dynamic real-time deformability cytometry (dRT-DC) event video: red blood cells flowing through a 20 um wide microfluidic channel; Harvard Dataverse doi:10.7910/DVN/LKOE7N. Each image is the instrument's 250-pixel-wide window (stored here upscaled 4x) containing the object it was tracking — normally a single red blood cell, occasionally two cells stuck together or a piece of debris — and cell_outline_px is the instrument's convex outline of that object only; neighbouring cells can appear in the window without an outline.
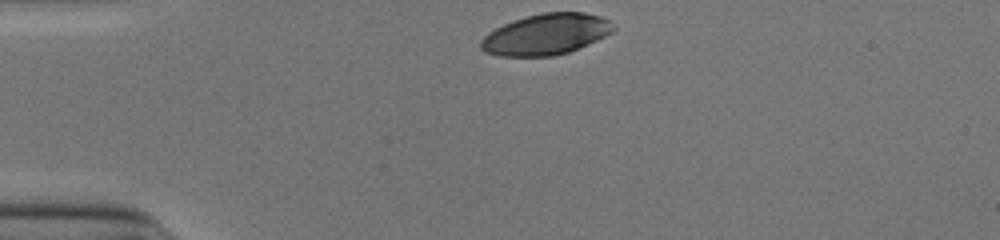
{"species": "human", "species_latin": "Homo sapiens", "temperature_condition": "cold", "stored_images_in_passage": 31, "camera_frame_rate_fps": 3000, "um_per_image_px": 0.085, "donor": {"sex": "male"}, "frame": {"image": 1, "passage_image": 1, "time_ms": 0.0, "image_size_px": [1000, 240], "cell_outline_px": [[616, 28], [612, 32], [588, 44], [568, 52], [552, 56], [500, 56], [484, 52], [480, 48], [480, 40], [488, 32], [512, 20], [524, 16], [544, 12], [584, 12], [600, 16], [608, 20]], "centroid_in_image_um": [46.38, 2.91], "position_along_channel_um": 38.6, "area_um2": 31.67}}
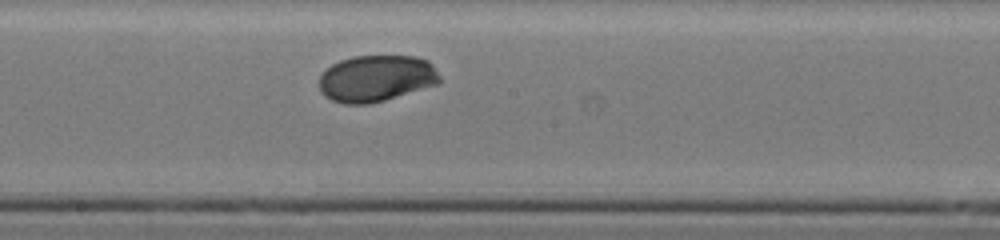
{"frame": {"image": 2, "passage_image": 18, "time_ms": 5.667, "image_size_px": [1000, 240], "cell_outline_px": [[440, 84], [384, 100], [368, 104], [344, 104], [332, 100], [324, 96], [320, 92], [320, 76], [332, 64], [340, 60], [352, 56], [416, 56], [428, 60], [432, 64], [440, 76]], "centroid_in_image_um": [32.0, 6.66], "position_along_channel_um": 216.2, "area_um2": 32.83}}
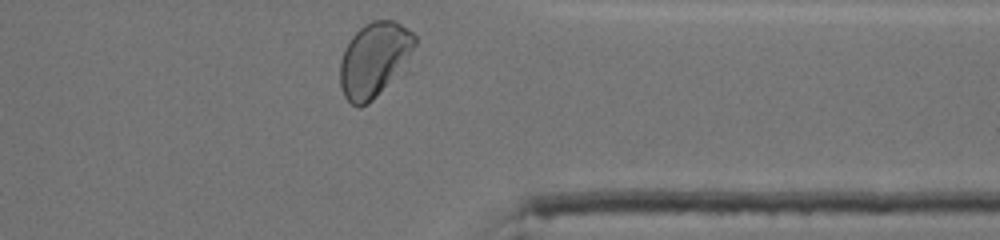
{"frame": {"image": 3, "passage_image": 31, "time_ms": 10.0, "image_size_px": [1000, 240], "cell_outline_px": [[416, 44], [400, 68], [376, 96], [368, 104], [360, 108], [356, 108], [344, 96], [340, 84], [340, 60], [344, 48], [352, 36], [364, 24], [372, 20], [396, 20], [412, 32], [416, 36]], "centroid_in_image_um": [31.75, 5.03], "position_along_channel_um": 379.6, "area_um2": 31.85}, "authors_computed_cell_mechanics": {"area_um2": 32.8304, "velocity_mm_per_s": 3.8711, "shape_relaxation_time_tau1_ms": 2.7944, "shape_relaxation_time_tau2_ms": null, "deformation_change_tau1": 0.1296, "deformation_change_tau2": null}}